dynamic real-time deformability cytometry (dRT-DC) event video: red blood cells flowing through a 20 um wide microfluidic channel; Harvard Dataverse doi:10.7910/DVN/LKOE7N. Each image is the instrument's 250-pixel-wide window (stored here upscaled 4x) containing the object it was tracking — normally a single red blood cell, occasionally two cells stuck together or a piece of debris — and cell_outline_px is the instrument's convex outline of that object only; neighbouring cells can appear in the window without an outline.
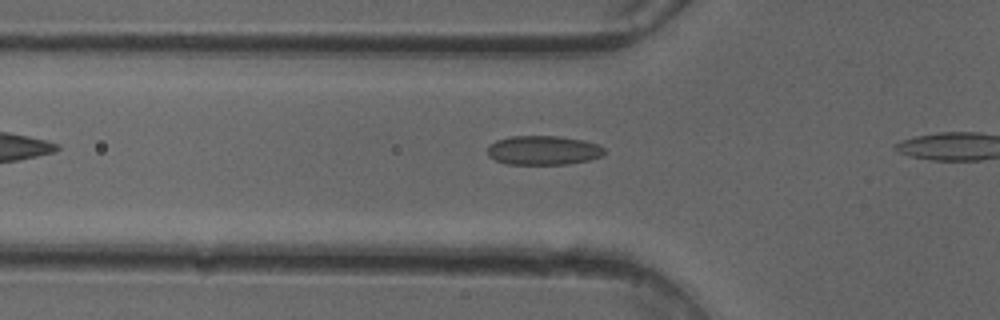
{"species": "common noctule bat (a hibernating species)", "species_latin": "Nyctalus noctula", "temperature_condition": "cold", "stored_images_in_passage": 4, "camera_frame_rate_fps": 3000, "um_per_image_px": 0.085, "animal": {"sex": "female"}, "frame": {"image": 1, "passage_image": 2, "time_ms": 0.333, "image_size_px": [1000, 320], "cell_outline_px": [[604, 152], [600, 156], [588, 160], [568, 164], [508, 164], [496, 160], [488, 156], [488, 144], [496, 140], [508, 136], [560, 136], [584, 140], [596, 144], [604, 148]], "centroid_in_image_um": [46.14, 12.76], "position_along_channel_um": 79.7, "area_um2": 19.88}}